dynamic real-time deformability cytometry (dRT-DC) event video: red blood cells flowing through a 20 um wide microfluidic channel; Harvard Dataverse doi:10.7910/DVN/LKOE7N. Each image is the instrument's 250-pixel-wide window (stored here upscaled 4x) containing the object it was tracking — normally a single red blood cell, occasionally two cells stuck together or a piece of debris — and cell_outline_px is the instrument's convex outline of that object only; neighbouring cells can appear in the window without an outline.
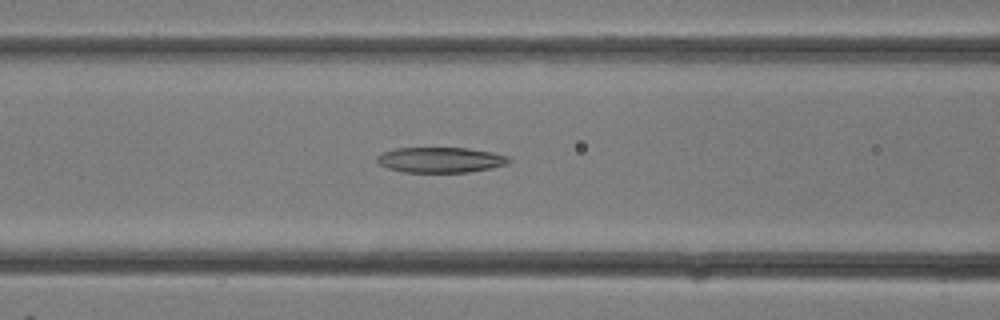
{"species": "common noctule bat (a hibernating species)", "species_latin": "Nyctalus noctula", "temperature_condition": "room temperature", "stored_images_in_passage": 30, "camera_frame_rate_fps": 3000, "um_per_image_px": 0.085, "animal": {"sex": "female"}, "frame": {"image": 1, "passage_image": 12, "time_ms": 3.667, "image_size_px": [1000, 320], "cell_outline_px": [[512, 160], [508, 164], [492, 168], [468, 172], [404, 172], [388, 168], [380, 164], [376, 160], [376, 156], [384, 152], [396, 148], [468, 148], [492, 152], [508, 156]], "centroid_in_image_um": [37.47, 13.59], "position_along_channel_um": 129.1, "area_um2": 19.54}}
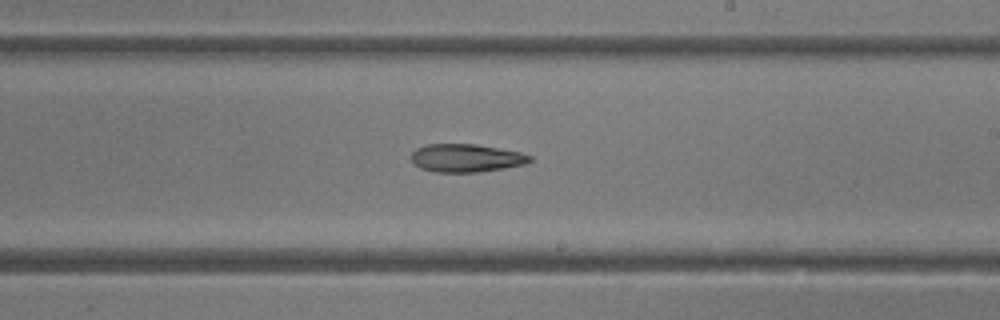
{"frame": {"image": 2, "passage_image": 17, "time_ms": 5.333, "image_size_px": [1000, 320], "cell_outline_px": [[532, 160], [524, 164], [504, 168], [480, 172], [436, 172], [420, 168], [412, 160], [412, 152], [416, 148], [428, 144], [476, 144], [520, 152], [532, 156]], "centroid_in_image_um": [39.63, 13.43], "position_along_channel_um": 249.4, "area_um2": 19.31}}
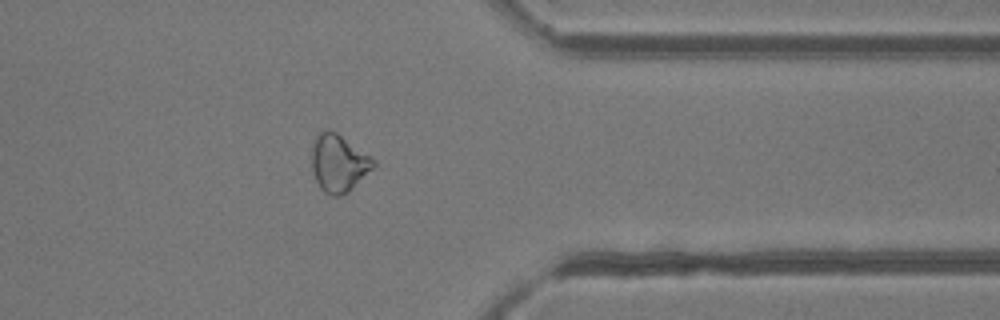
{"frame": {"image": 3, "passage_image": 23, "time_ms": 7.333, "image_size_px": [1000, 320], "cell_outline_px": [[376, 164], [348, 192], [340, 196], [332, 196], [324, 192], [320, 188], [312, 172], [312, 140], [324, 128], [328, 128], [336, 132], [372, 156], [376, 160]], "centroid_in_image_um": [28.76, 13.84], "position_along_channel_um": 382.6, "area_um2": 20.81}}